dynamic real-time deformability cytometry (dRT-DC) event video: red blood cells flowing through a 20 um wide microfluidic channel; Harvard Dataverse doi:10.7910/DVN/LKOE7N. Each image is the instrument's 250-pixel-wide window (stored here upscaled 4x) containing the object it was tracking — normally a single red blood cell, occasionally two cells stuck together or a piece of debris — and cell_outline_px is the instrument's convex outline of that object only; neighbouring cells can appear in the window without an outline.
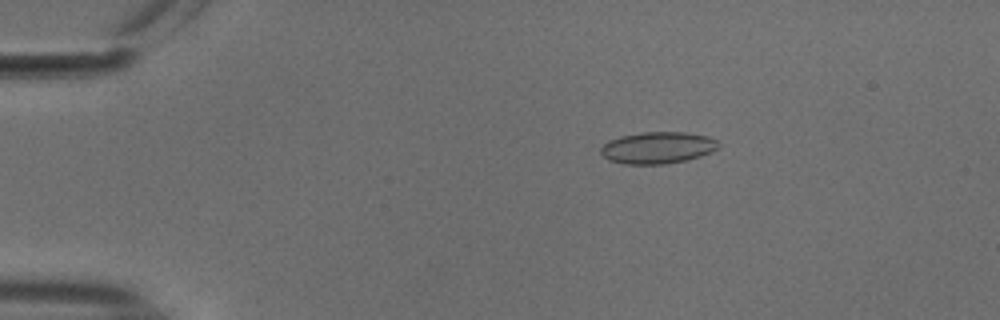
{"species": "common noctule bat (a hibernating species)", "species_latin": "Nyctalus noctula", "temperature_condition": "cold", "stored_images_in_passage": 52, "camera_frame_rate_fps": 3000, "um_per_image_px": 0.085, "animal": {"sex": "male", "body_mass_g": 18.8}, "frame": {"image": 1, "passage_image": 10, "time_ms": 3.0, "image_size_px": [1000, 320], "cell_outline_px": [[720, 148], [712, 152], [688, 160], [664, 164], [624, 164], [608, 160], [600, 152], [600, 148], [608, 140], [620, 136], [640, 132], [684, 132], [708, 136], [716, 140], [720, 144]], "centroid_in_image_um": [55.91, 12.55], "position_along_channel_um": 29.1, "area_um2": 22.02}}
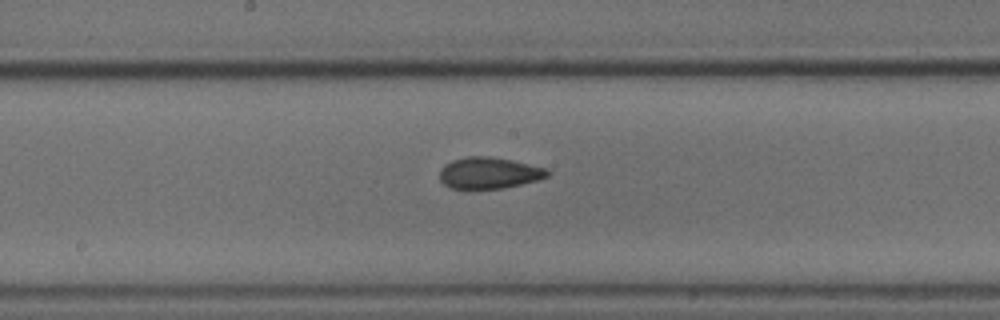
{"frame": {"image": 2, "passage_image": 29, "time_ms": 9.333, "image_size_px": [1000, 320], "cell_outline_px": [[548, 176], [536, 180], [504, 188], [468, 192], [448, 188], [440, 180], [440, 168], [444, 164], [452, 160], [464, 156], [488, 156], [512, 160], [548, 168]], "centroid_in_image_um": [41.48, 14.74], "position_along_channel_um": 206.7, "area_um2": 20.52}}
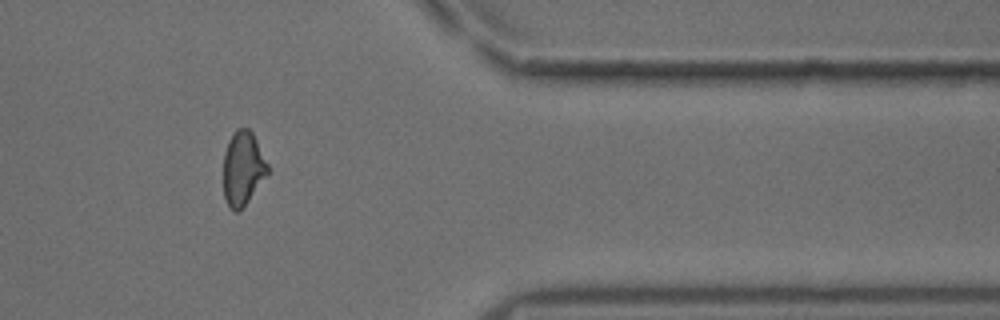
{"frame": {"image": 3, "passage_image": 45, "time_ms": 14.667, "image_size_px": [1000, 320], "cell_outline_px": [[268, 172], [248, 200], [236, 212], [228, 204], [224, 196], [224, 152], [228, 140], [236, 128], [248, 128], [252, 132], [268, 164]], "centroid_in_image_um": [20.63, 14.25], "position_along_channel_um": 390.8, "area_um2": 18.61}}